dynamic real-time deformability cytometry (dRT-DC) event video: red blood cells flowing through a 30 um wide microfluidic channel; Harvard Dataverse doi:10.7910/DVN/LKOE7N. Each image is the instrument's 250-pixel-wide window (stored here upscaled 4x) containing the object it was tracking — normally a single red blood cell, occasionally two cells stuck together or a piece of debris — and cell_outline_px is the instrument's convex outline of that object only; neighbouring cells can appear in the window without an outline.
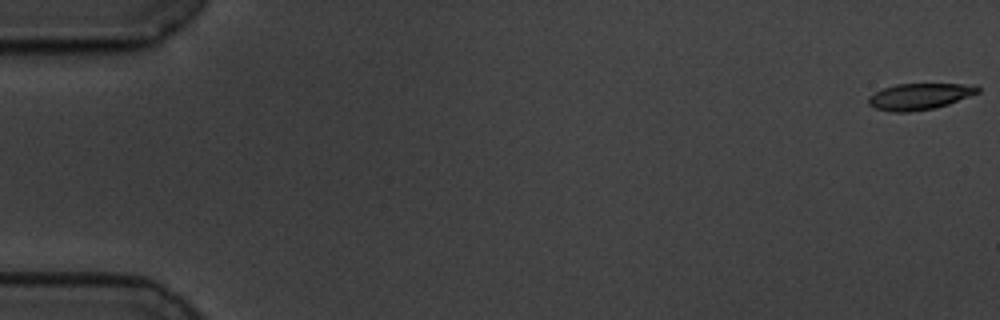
{"species": "common noctule bat (a hibernating species)", "species_latin": "Nyctalus noctula", "temperature_condition": "cold", "stored_images_in_passage": 59, "camera_frame_rate_fps": 3000, "um_per_image_px": 0.085, "animal": {"sex": "male", "body_mass_g": 19.5, "forearm_length_mm": 54.6}, "frame": {"image": 1, "passage_image": 1, "time_ms": 0.0, "image_size_px": [1000, 320], "cell_outline_px": [[980, 92], [948, 104], [936, 108], [908, 112], [892, 112], [876, 108], [868, 104], [868, 96], [884, 88], [896, 84], [976, 84], [980, 88]], "centroid_in_image_um": [78.18, 8.19], "position_along_channel_um": 6.8, "area_um2": 16.76}}
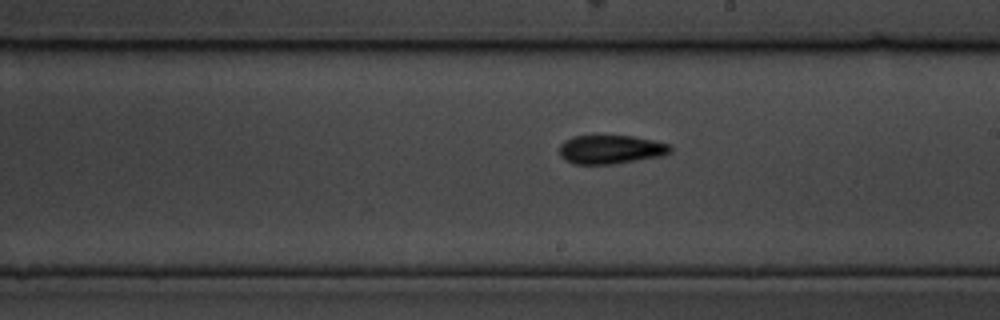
{"frame": {"image": 2, "passage_image": 34, "time_ms": 11.0, "image_size_px": [1000, 320], "cell_outline_px": [[672, 152], [664, 156], [612, 164], [572, 164], [560, 156], [560, 144], [564, 140], [576, 136], [632, 136], [672, 144]], "centroid_in_image_um": [51.95, 12.71], "position_along_channel_um": 237.0, "area_um2": 18.73}}
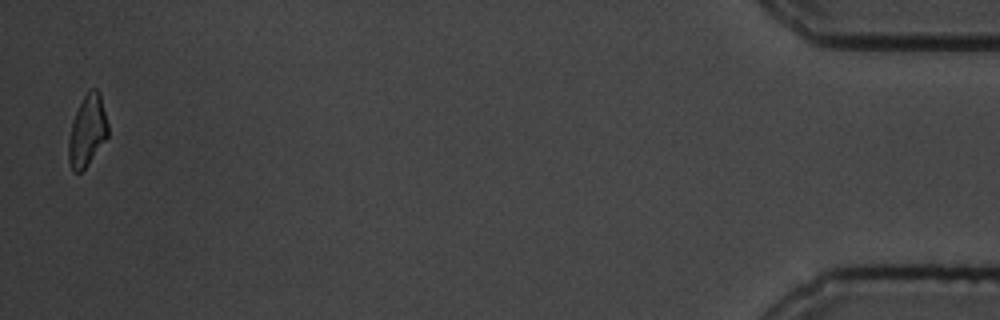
{"frame": {"image": 3, "passage_image": 58, "time_ms": 19.0, "image_size_px": [1000, 320], "cell_outline_px": [[108, 136], [88, 164], [80, 172], [72, 172], [68, 160], [68, 140], [72, 120], [84, 96], [92, 88], [96, 88], [100, 92], [108, 124]], "centroid_in_image_um": [7.41, 11.13], "position_along_channel_um": 427.8, "area_um2": 16.3}, "authors_computed_cell_mechanics": {"area_um2": 17.918, "velocity_mm_per_s": 3.4674, "shape_relaxation_time_tau1_ms": 4.7726, "shape_relaxation_time_tau2_ms": 4.2329, "deformation_change_tau1": 0.1604, "deformation_change_tau2": 0.1076}}